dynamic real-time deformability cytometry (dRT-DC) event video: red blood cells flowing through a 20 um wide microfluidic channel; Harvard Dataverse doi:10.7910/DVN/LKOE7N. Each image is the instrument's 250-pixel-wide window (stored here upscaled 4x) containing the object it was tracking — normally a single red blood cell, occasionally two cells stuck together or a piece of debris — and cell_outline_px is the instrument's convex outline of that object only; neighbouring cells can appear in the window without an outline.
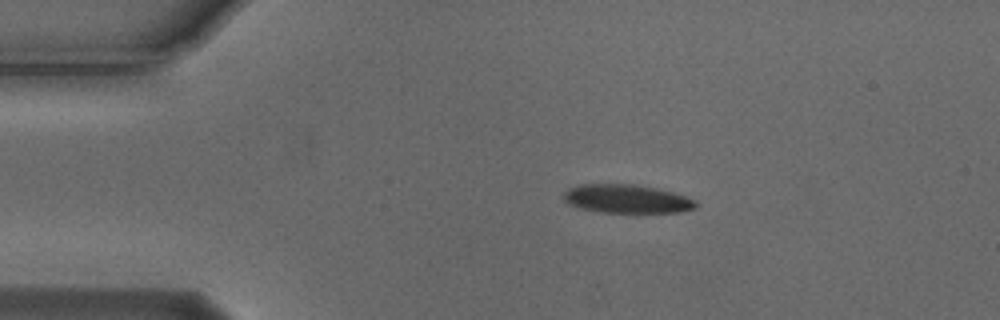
{"species": "Egyptian fruit bat (a non-hibernating species)", "species_latin": "Rousettus aegyptiacus", "temperature_condition": "cold", "stored_images_in_passage": 39, "camera_frame_rate_fps": 3000, "um_per_image_px": 0.085, "animal": {"sex": "male"}, "frame": {"image": 1, "passage_image": 1, "time_ms": 0.0, "image_size_px": [1000, 320], "cell_outline_px": [[696, 208], [680, 212], [600, 212], [580, 208], [568, 204], [564, 200], [564, 192], [568, 188], [580, 184], [632, 184], [656, 188], [672, 192], [696, 200]], "centroid_in_image_um": [53.25, 16.9], "position_along_channel_um": 31.8, "area_um2": 21.91}}
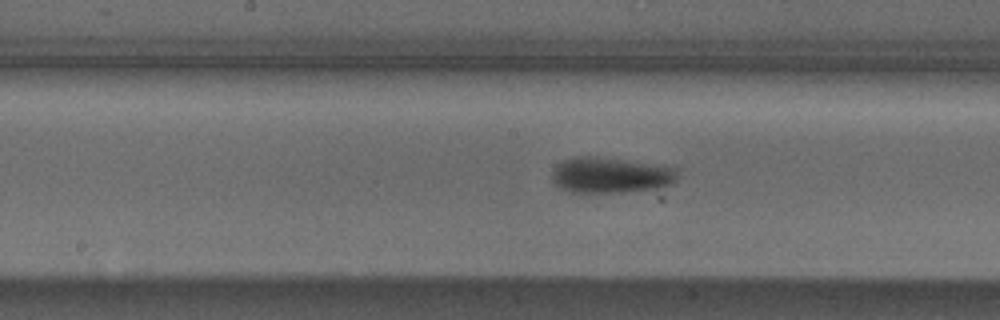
{"frame": {"image": 2, "passage_image": 18, "time_ms": 5.667, "image_size_px": [1000, 320], "cell_outline_px": [[680, 168], [676, 180], [668, 184], [656, 188], [620, 192], [572, 192], [560, 188], [552, 184], [552, 172], [564, 160], [576, 156], [592, 156]], "centroid_in_image_um": [51.88, 14.89], "position_along_channel_um": 196.3, "area_um2": 25.78}}
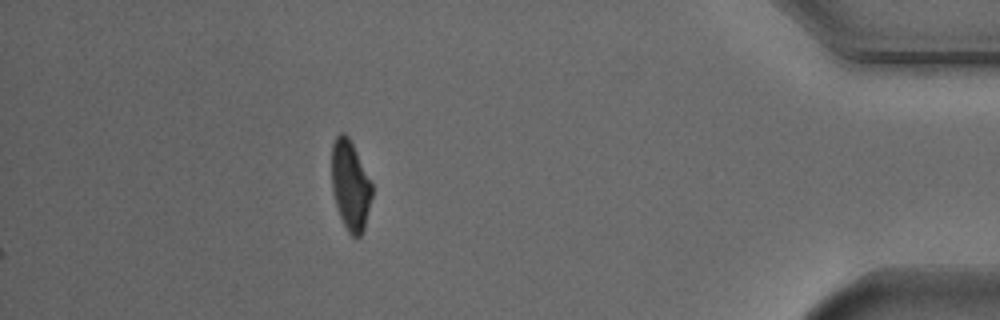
{"frame": {"image": 3, "passage_image": 39, "time_ms": 12.667, "image_size_px": [1000, 320], "cell_outline_px": [[372, 196], [364, 228], [360, 236], [352, 236], [348, 232], [340, 216], [332, 192], [332, 144], [336, 136], [340, 132], [344, 132], [348, 136], [372, 184]], "centroid_in_image_um": [29.76, 15.75], "position_along_channel_um": 405.4, "area_um2": 20.75}, "authors_computed_cell_mechanics": {"area_um2": 24.1604, "velocity_mm_per_s": 3.7258, "shape_relaxation_time_tau1_ms": 2.8299, "shape_relaxation_time_tau2_ms": null, "deformation_change_tau1": 0.1347, "deformation_change_tau2": null}}